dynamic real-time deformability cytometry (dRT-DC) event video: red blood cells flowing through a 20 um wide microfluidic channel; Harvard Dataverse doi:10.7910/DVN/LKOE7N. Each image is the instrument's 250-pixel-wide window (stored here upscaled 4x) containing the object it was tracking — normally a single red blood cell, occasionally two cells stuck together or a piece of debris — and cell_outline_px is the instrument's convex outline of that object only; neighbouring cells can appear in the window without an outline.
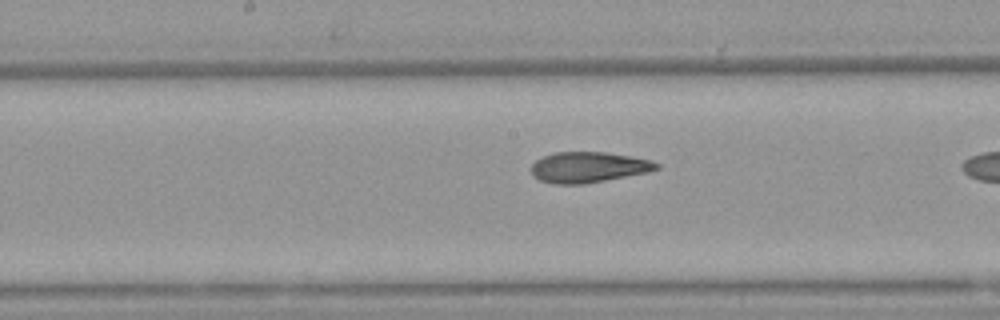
{"species": "Egyptian fruit bat (a non-hibernating species)", "species_latin": "Rousettus aegyptiacus", "temperature_condition": "warm", "stored_images_in_passage": 8, "camera_frame_rate_fps": 3000, "um_per_image_px": 0.085, "animal": {"sex": "female"}, "frame": {"image": 1, "passage_image": 7, "time_ms": 2.0, "image_size_px": [1000, 320], "cell_outline_px": [[660, 168], [648, 172], [584, 184], [552, 184], [540, 180], [532, 176], [532, 164], [536, 160], [544, 156], [556, 152], [604, 152], [632, 156], [652, 160], [660, 164]], "centroid_in_image_um": [50.03, 14.21], "position_along_channel_um": 198.2, "area_um2": 22.43}}